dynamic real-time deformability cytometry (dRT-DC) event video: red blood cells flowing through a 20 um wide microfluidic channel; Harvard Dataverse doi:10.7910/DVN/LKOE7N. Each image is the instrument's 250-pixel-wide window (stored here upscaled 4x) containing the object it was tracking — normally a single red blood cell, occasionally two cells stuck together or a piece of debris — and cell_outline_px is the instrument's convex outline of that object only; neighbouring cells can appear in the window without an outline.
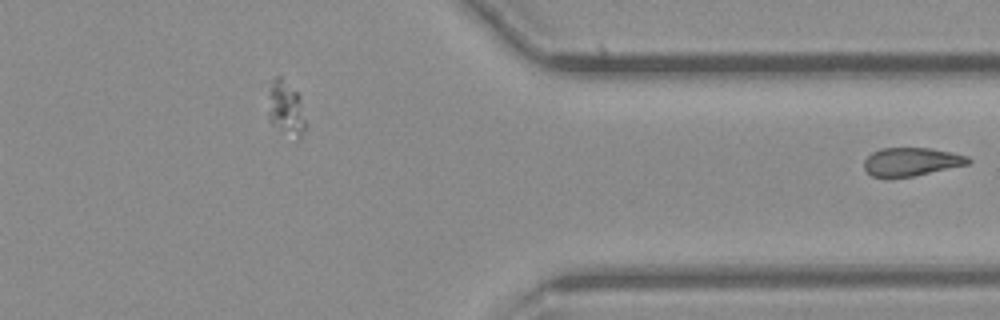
{"species": "common noctule bat (a hibernating species)", "species_latin": "Nyctalus noctula", "temperature_condition": "cold", "stored_images_in_passage": 29, "segment_of_instrument_passage": [2, 2], "camera_frame_rate_fps": 3000, "um_per_image_px": 0.085, "animal": {"sex": "female", "body_mass_g": 21.9}, "frame": {"image": 1, "passage_image": 29, "time_ms": 9.333, "image_size_px": [1000, 320], "cell_outline_px": [[972, 160], [968, 164], [912, 176], [872, 176], [864, 168], [864, 160], [872, 152], [880, 148], [932, 148], [952, 152], [968, 156]], "centroid_in_image_um": [77.48, 13.72], "position_along_channel_um": 333.9, "area_um2": 16.94}}